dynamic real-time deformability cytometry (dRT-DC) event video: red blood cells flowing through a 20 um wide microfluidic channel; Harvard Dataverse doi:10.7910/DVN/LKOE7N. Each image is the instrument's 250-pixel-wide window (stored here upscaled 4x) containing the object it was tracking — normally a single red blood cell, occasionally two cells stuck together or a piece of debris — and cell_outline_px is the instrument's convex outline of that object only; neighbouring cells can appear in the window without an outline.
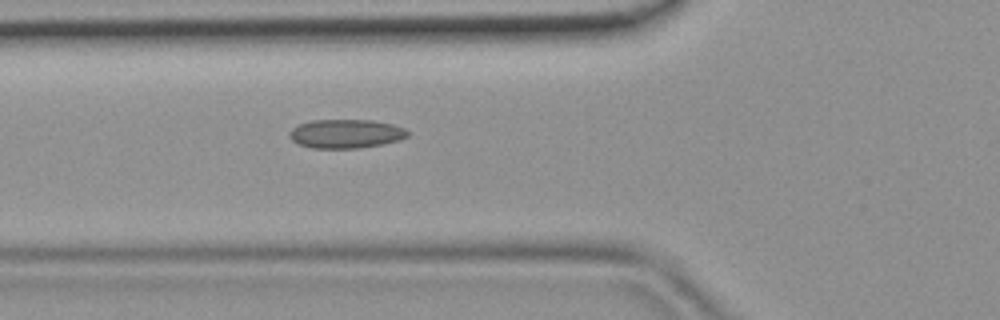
{"species": "common noctule bat (a hibernating species)", "species_latin": "Nyctalus noctula", "temperature_condition": "room temperature", "stored_images_in_passage": 38, "camera_frame_rate_fps": 3000, "um_per_image_px": 0.085, "animal": {"sex": "female", "body_mass_g": 19.9}, "frame": {"image": 1, "passage_image": 10, "time_ms": 3.0, "image_size_px": [1000, 320], "cell_outline_px": [[412, 132], [408, 136], [400, 140], [384, 144], [360, 148], [312, 148], [296, 144], [288, 136], [288, 132], [296, 124], [312, 120], [372, 120], [392, 124], [404, 128]], "centroid_in_image_um": [29.39, 11.37], "position_along_channel_um": 96.4, "area_um2": 20.29}}
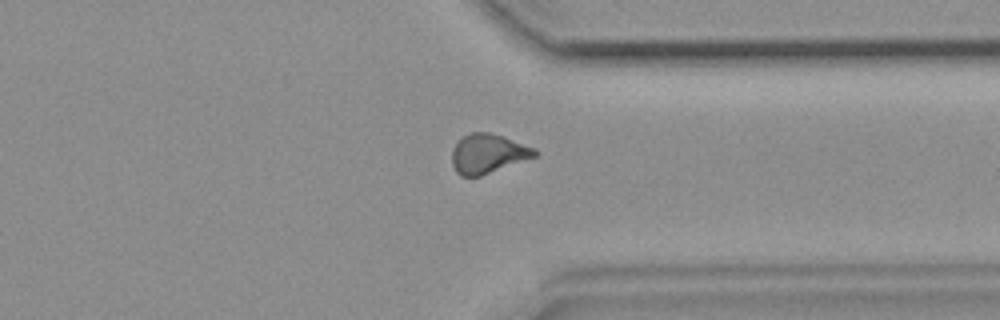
{"frame": {"image": 2, "passage_image": 28, "time_ms": 9.0, "image_size_px": [1000, 320], "cell_outline_px": [[540, 152], [536, 156], [480, 176], [460, 176], [456, 172], [452, 164], [452, 148], [464, 136], [472, 132], [488, 132], [504, 136], [536, 148]], "centroid_in_image_um": [41.49, 13.05], "position_along_channel_um": 369.9, "area_um2": 18.96}}
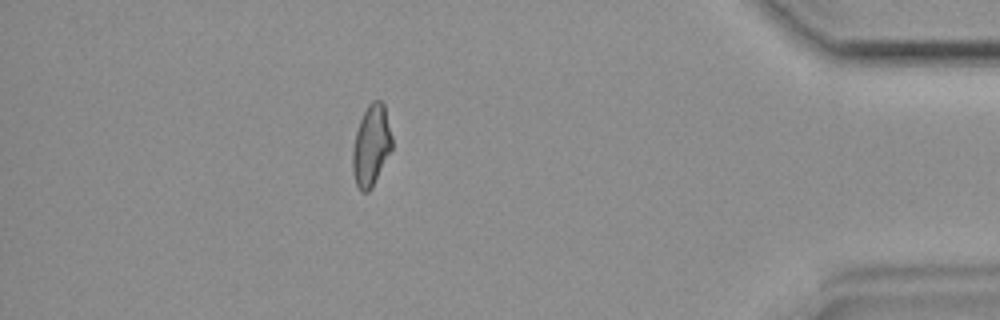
{"frame": {"image": 3, "passage_image": 33, "time_ms": 10.667, "image_size_px": [1000, 320], "cell_outline_px": [[392, 148], [372, 188], [368, 192], [364, 192], [356, 184], [352, 172], [352, 152], [356, 132], [360, 120], [368, 104], [372, 100], [380, 100], [384, 104], [392, 136]], "centroid_in_image_um": [31.55, 12.36], "position_along_channel_um": 403.6, "area_um2": 18.5}}